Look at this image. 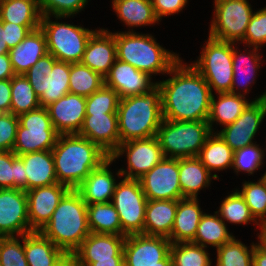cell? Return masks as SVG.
Returning <instances> with one entry per match:
<instances>
[{
    "instance_id": "obj_56",
    "label": "cell",
    "mask_w": 266,
    "mask_h": 266,
    "mask_svg": "<svg viewBox=\"0 0 266 266\" xmlns=\"http://www.w3.org/2000/svg\"><path fill=\"white\" fill-rule=\"evenodd\" d=\"M14 75L9 54L0 55V80L11 79Z\"/></svg>"
},
{
    "instance_id": "obj_40",
    "label": "cell",
    "mask_w": 266,
    "mask_h": 266,
    "mask_svg": "<svg viewBox=\"0 0 266 266\" xmlns=\"http://www.w3.org/2000/svg\"><path fill=\"white\" fill-rule=\"evenodd\" d=\"M215 212L224 222L227 221L233 224H248V222H254L260 228L258 238L260 237L262 225L258 223V221L251 214V211L245 203L244 198L237 190L228 195L222 201L219 210Z\"/></svg>"
},
{
    "instance_id": "obj_12",
    "label": "cell",
    "mask_w": 266,
    "mask_h": 266,
    "mask_svg": "<svg viewBox=\"0 0 266 266\" xmlns=\"http://www.w3.org/2000/svg\"><path fill=\"white\" fill-rule=\"evenodd\" d=\"M147 201L139 180L124 178L117 183L111 203L119 214L122 236L143 234Z\"/></svg>"
},
{
    "instance_id": "obj_8",
    "label": "cell",
    "mask_w": 266,
    "mask_h": 266,
    "mask_svg": "<svg viewBox=\"0 0 266 266\" xmlns=\"http://www.w3.org/2000/svg\"><path fill=\"white\" fill-rule=\"evenodd\" d=\"M203 46L199 58L191 65L206 80L211 92H231L233 82V43L221 41L211 36Z\"/></svg>"
},
{
    "instance_id": "obj_14",
    "label": "cell",
    "mask_w": 266,
    "mask_h": 266,
    "mask_svg": "<svg viewBox=\"0 0 266 266\" xmlns=\"http://www.w3.org/2000/svg\"><path fill=\"white\" fill-rule=\"evenodd\" d=\"M147 200H180L179 159L164 157L138 179Z\"/></svg>"
},
{
    "instance_id": "obj_52",
    "label": "cell",
    "mask_w": 266,
    "mask_h": 266,
    "mask_svg": "<svg viewBox=\"0 0 266 266\" xmlns=\"http://www.w3.org/2000/svg\"><path fill=\"white\" fill-rule=\"evenodd\" d=\"M3 27H6V43L9 49L16 47L30 32L26 26L11 22H3Z\"/></svg>"
},
{
    "instance_id": "obj_53",
    "label": "cell",
    "mask_w": 266,
    "mask_h": 266,
    "mask_svg": "<svg viewBox=\"0 0 266 266\" xmlns=\"http://www.w3.org/2000/svg\"><path fill=\"white\" fill-rule=\"evenodd\" d=\"M11 108V79L0 80V111L9 113Z\"/></svg>"
},
{
    "instance_id": "obj_37",
    "label": "cell",
    "mask_w": 266,
    "mask_h": 266,
    "mask_svg": "<svg viewBox=\"0 0 266 266\" xmlns=\"http://www.w3.org/2000/svg\"><path fill=\"white\" fill-rule=\"evenodd\" d=\"M87 218L91 233L122 235L119 214L111 202L87 204Z\"/></svg>"
},
{
    "instance_id": "obj_51",
    "label": "cell",
    "mask_w": 266,
    "mask_h": 266,
    "mask_svg": "<svg viewBox=\"0 0 266 266\" xmlns=\"http://www.w3.org/2000/svg\"><path fill=\"white\" fill-rule=\"evenodd\" d=\"M155 15L159 21L162 17L180 13L188 0H151Z\"/></svg>"
},
{
    "instance_id": "obj_15",
    "label": "cell",
    "mask_w": 266,
    "mask_h": 266,
    "mask_svg": "<svg viewBox=\"0 0 266 266\" xmlns=\"http://www.w3.org/2000/svg\"><path fill=\"white\" fill-rule=\"evenodd\" d=\"M265 116L266 92L255 98L232 124L217 133L233 151L253 145V139Z\"/></svg>"
},
{
    "instance_id": "obj_43",
    "label": "cell",
    "mask_w": 266,
    "mask_h": 266,
    "mask_svg": "<svg viewBox=\"0 0 266 266\" xmlns=\"http://www.w3.org/2000/svg\"><path fill=\"white\" fill-rule=\"evenodd\" d=\"M242 189H236L244 198L254 218L263 225L266 223V184L259 178L258 182L245 181Z\"/></svg>"
},
{
    "instance_id": "obj_11",
    "label": "cell",
    "mask_w": 266,
    "mask_h": 266,
    "mask_svg": "<svg viewBox=\"0 0 266 266\" xmlns=\"http://www.w3.org/2000/svg\"><path fill=\"white\" fill-rule=\"evenodd\" d=\"M214 17L209 36L226 42L242 43L254 14L247 0H214Z\"/></svg>"
},
{
    "instance_id": "obj_24",
    "label": "cell",
    "mask_w": 266,
    "mask_h": 266,
    "mask_svg": "<svg viewBox=\"0 0 266 266\" xmlns=\"http://www.w3.org/2000/svg\"><path fill=\"white\" fill-rule=\"evenodd\" d=\"M113 160L109 157L98 168L92 170L76 188L86 204L109 203L117 185L109 167Z\"/></svg>"
},
{
    "instance_id": "obj_25",
    "label": "cell",
    "mask_w": 266,
    "mask_h": 266,
    "mask_svg": "<svg viewBox=\"0 0 266 266\" xmlns=\"http://www.w3.org/2000/svg\"><path fill=\"white\" fill-rule=\"evenodd\" d=\"M28 266H62L70 257L40 231L24 235Z\"/></svg>"
},
{
    "instance_id": "obj_35",
    "label": "cell",
    "mask_w": 266,
    "mask_h": 266,
    "mask_svg": "<svg viewBox=\"0 0 266 266\" xmlns=\"http://www.w3.org/2000/svg\"><path fill=\"white\" fill-rule=\"evenodd\" d=\"M210 171H223L232 168L234 151L217 133H211L197 156Z\"/></svg>"
},
{
    "instance_id": "obj_47",
    "label": "cell",
    "mask_w": 266,
    "mask_h": 266,
    "mask_svg": "<svg viewBox=\"0 0 266 266\" xmlns=\"http://www.w3.org/2000/svg\"><path fill=\"white\" fill-rule=\"evenodd\" d=\"M88 0H38L42 16L71 17L86 7Z\"/></svg>"
},
{
    "instance_id": "obj_1",
    "label": "cell",
    "mask_w": 266,
    "mask_h": 266,
    "mask_svg": "<svg viewBox=\"0 0 266 266\" xmlns=\"http://www.w3.org/2000/svg\"><path fill=\"white\" fill-rule=\"evenodd\" d=\"M179 60L168 72L172 77L157 81L161 91L163 119L171 121H207L212 92L203 76L191 65Z\"/></svg>"
},
{
    "instance_id": "obj_41",
    "label": "cell",
    "mask_w": 266,
    "mask_h": 266,
    "mask_svg": "<svg viewBox=\"0 0 266 266\" xmlns=\"http://www.w3.org/2000/svg\"><path fill=\"white\" fill-rule=\"evenodd\" d=\"M254 243L250 249L242 243V241L235 238V236L216 248L217 258L215 266H252Z\"/></svg>"
},
{
    "instance_id": "obj_42",
    "label": "cell",
    "mask_w": 266,
    "mask_h": 266,
    "mask_svg": "<svg viewBox=\"0 0 266 266\" xmlns=\"http://www.w3.org/2000/svg\"><path fill=\"white\" fill-rule=\"evenodd\" d=\"M206 247L192 242L172 243L170 255L173 266H211V259Z\"/></svg>"
},
{
    "instance_id": "obj_59",
    "label": "cell",
    "mask_w": 266,
    "mask_h": 266,
    "mask_svg": "<svg viewBox=\"0 0 266 266\" xmlns=\"http://www.w3.org/2000/svg\"><path fill=\"white\" fill-rule=\"evenodd\" d=\"M157 266H173L170 253L163 260H161L160 265H157Z\"/></svg>"
},
{
    "instance_id": "obj_46",
    "label": "cell",
    "mask_w": 266,
    "mask_h": 266,
    "mask_svg": "<svg viewBox=\"0 0 266 266\" xmlns=\"http://www.w3.org/2000/svg\"><path fill=\"white\" fill-rule=\"evenodd\" d=\"M0 237V263L2 266H28L24 251V235Z\"/></svg>"
},
{
    "instance_id": "obj_29",
    "label": "cell",
    "mask_w": 266,
    "mask_h": 266,
    "mask_svg": "<svg viewBox=\"0 0 266 266\" xmlns=\"http://www.w3.org/2000/svg\"><path fill=\"white\" fill-rule=\"evenodd\" d=\"M198 200V198L178 200L174 225L168 238L171 243L191 242L194 239L199 221L205 213L201 210Z\"/></svg>"
},
{
    "instance_id": "obj_22",
    "label": "cell",
    "mask_w": 266,
    "mask_h": 266,
    "mask_svg": "<svg viewBox=\"0 0 266 266\" xmlns=\"http://www.w3.org/2000/svg\"><path fill=\"white\" fill-rule=\"evenodd\" d=\"M78 135L97 144L111 156L120 145L117 113L86 114Z\"/></svg>"
},
{
    "instance_id": "obj_10",
    "label": "cell",
    "mask_w": 266,
    "mask_h": 266,
    "mask_svg": "<svg viewBox=\"0 0 266 266\" xmlns=\"http://www.w3.org/2000/svg\"><path fill=\"white\" fill-rule=\"evenodd\" d=\"M18 120L16 141L12 150L17 156L53 149L59 133L52 124L47 108L40 107L21 114Z\"/></svg>"
},
{
    "instance_id": "obj_28",
    "label": "cell",
    "mask_w": 266,
    "mask_h": 266,
    "mask_svg": "<svg viewBox=\"0 0 266 266\" xmlns=\"http://www.w3.org/2000/svg\"><path fill=\"white\" fill-rule=\"evenodd\" d=\"M19 157L23 160L27 176V191L58 183L51 150L26 153Z\"/></svg>"
},
{
    "instance_id": "obj_34",
    "label": "cell",
    "mask_w": 266,
    "mask_h": 266,
    "mask_svg": "<svg viewBox=\"0 0 266 266\" xmlns=\"http://www.w3.org/2000/svg\"><path fill=\"white\" fill-rule=\"evenodd\" d=\"M112 8L129 28L159 23L151 0H112Z\"/></svg>"
},
{
    "instance_id": "obj_33",
    "label": "cell",
    "mask_w": 266,
    "mask_h": 266,
    "mask_svg": "<svg viewBox=\"0 0 266 266\" xmlns=\"http://www.w3.org/2000/svg\"><path fill=\"white\" fill-rule=\"evenodd\" d=\"M38 0H0V20L26 26L30 31L41 24Z\"/></svg>"
},
{
    "instance_id": "obj_60",
    "label": "cell",
    "mask_w": 266,
    "mask_h": 266,
    "mask_svg": "<svg viewBox=\"0 0 266 266\" xmlns=\"http://www.w3.org/2000/svg\"><path fill=\"white\" fill-rule=\"evenodd\" d=\"M260 240L266 244V225H262V231L260 234Z\"/></svg>"
},
{
    "instance_id": "obj_55",
    "label": "cell",
    "mask_w": 266,
    "mask_h": 266,
    "mask_svg": "<svg viewBox=\"0 0 266 266\" xmlns=\"http://www.w3.org/2000/svg\"><path fill=\"white\" fill-rule=\"evenodd\" d=\"M258 243L254 245L252 266H266V244H264L260 237Z\"/></svg>"
},
{
    "instance_id": "obj_62",
    "label": "cell",
    "mask_w": 266,
    "mask_h": 266,
    "mask_svg": "<svg viewBox=\"0 0 266 266\" xmlns=\"http://www.w3.org/2000/svg\"><path fill=\"white\" fill-rule=\"evenodd\" d=\"M262 180L265 182V184H266V172L262 175Z\"/></svg>"
},
{
    "instance_id": "obj_26",
    "label": "cell",
    "mask_w": 266,
    "mask_h": 266,
    "mask_svg": "<svg viewBox=\"0 0 266 266\" xmlns=\"http://www.w3.org/2000/svg\"><path fill=\"white\" fill-rule=\"evenodd\" d=\"M47 53L46 36L39 27L30 31L23 41L9 50L8 54L14 73L24 74Z\"/></svg>"
},
{
    "instance_id": "obj_7",
    "label": "cell",
    "mask_w": 266,
    "mask_h": 266,
    "mask_svg": "<svg viewBox=\"0 0 266 266\" xmlns=\"http://www.w3.org/2000/svg\"><path fill=\"white\" fill-rule=\"evenodd\" d=\"M42 16L40 28L46 36L48 53L52 54L57 61L67 63H80L87 43L96 30H90L82 26L58 22V19L68 17Z\"/></svg>"
},
{
    "instance_id": "obj_45",
    "label": "cell",
    "mask_w": 266,
    "mask_h": 266,
    "mask_svg": "<svg viewBox=\"0 0 266 266\" xmlns=\"http://www.w3.org/2000/svg\"><path fill=\"white\" fill-rule=\"evenodd\" d=\"M265 152L256 143L234 151L232 169L237 175L241 171L250 175L254 174L263 165Z\"/></svg>"
},
{
    "instance_id": "obj_21",
    "label": "cell",
    "mask_w": 266,
    "mask_h": 266,
    "mask_svg": "<svg viewBox=\"0 0 266 266\" xmlns=\"http://www.w3.org/2000/svg\"><path fill=\"white\" fill-rule=\"evenodd\" d=\"M46 108L59 134H78L86 116V97L67 93Z\"/></svg>"
},
{
    "instance_id": "obj_13",
    "label": "cell",
    "mask_w": 266,
    "mask_h": 266,
    "mask_svg": "<svg viewBox=\"0 0 266 266\" xmlns=\"http://www.w3.org/2000/svg\"><path fill=\"white\" fill-rule=\"evenodd\" d=\"M123 154H126L127 170L120 168L116 175L134 180L140 179L164 158L156 136L120 143L110 158L115 161Z\"/></svg>"
},
{
    "instance_id": "obj_32",
    "label": "cell",
    "mask_w": 266,
    "mask_h": 266,
    "mask_svg": "<svg viewBox=\"0 0 266 266\" xmlns=\"http://www.w3.org/2000/svg\"><path fill=\"white\" fill-rule=\"evenodd\" d=\"M218 98L212 94L208 124L211 132H214V122L223 125V127L232 124L251 103L243 95L231 92L217 93Z\"/></svg>"
},
{
    "instance_id": "obj_19",
    "label": "cell",
    "mask_w": 266,
    "mask_h": 266,
    "mask_svg": "<svg viewBox=\"0 0 266 266\" xmlns=\"http://www.w3.org/2000/svg\"><path fill=\"white\" fill-rule=\"evenodd\" d=\"M125 238L122 235L90 233L70 258L74 266H89L98 260L124 257Z\"/></svg>"
},
{
    "instance_id": "obj_31",
    "label": "cell",
    "mask_w": 266,
    "mask_h": 266,
    "mask_svg": "<svg viewBox=\"0 0 266 266\" xmlns=\"http://www.w3.org/2000/svg\"><path fill=\"white\" fill-rule=\"evenodd\" d=\"M236 44L233 43V82L231 86V93L243 95L249 93L251 84L255 83L256 74L258 69L260 68L261 64V55L259 53V48H251L252 51L246 49L244 51H249L247 53L245 52H238V47L235 46ZM247 55H245V54ZM258 53V54H257ZM256 73V74H255ZM250 84V85H249ZM249 85V86H248ZM243 87L244 89L242 92L239 89V87Z\"/></svg>"
},
{
    "instance_id": "obj_50",
    "label": "cell",
    "mask_w": 266,
    "mask_h": 266,
    "mask_svg": "<svg viewBox=\"0 0 266 266\" xmlns=\"http://www.w3.org/2000/svg\"><path fill=\"white\" fill-rule=\"evenodd\" d=\"M16 178V154L0 151V188H14Z\"/></svg>"
},
{
    "instance_id": "obj_6",
    "label": "cell",
    "mask_w": 266,
    "mask_h": 266,
    "mask_svg": "<svg viewBox=\"0 0 266 266\" xmlns=\"http://www.w3.org/2000/svg\"><path fill=\"white\" fill-rule=\"evenodd\" d=\"M211 133L207 121L163 119L156 137L164 157L182 159L197 157Z\"/></svg>"
},
{
    "instance_id": "obj_16",
    "label": "cell",
    "mask_w": 266,
    "mask_h": 266,
    "mask_svg": "<svg viewBox=\"0 0 266 266\" xmlns=\"http://www.w3.org/2000/svg\"><path fill=\"white\" fill-rule=\"evenodd\" d=\"M26 191L0 188V237L31 233Z\"/></svg>"
},
{
    "instance_id": "obj_49",
    "label": "cell",
    "mask_w": 266,
    "mask_h": 266,
    "mask_svg": "<svg viewBox=\"0 0 266 266\" xmlns=\"http://www.w3.org/2000/svg\"><path fill=\"white\" fill-rule=\"evenodd\" d=\"M18 125V116L11 112L0 115V151L13 150Z\"/></svg>"
},
{
    "instance_id": "obj_17",
    "label": "cell",
    "mask_w": 266,
    "mask_h": 266,
    "mask_svg": "<svg viewBox=\"0 0 266 266\" xmlns=\"http://www.w3.org/2000/svg\"><path fill=\"white\" fill-rule=\"evenodd\" d=\"M167 237L131 234L123 245L124 266H157L170 253Z\"/></svg>"
},
{
    "instance_id": "obj_30",
    "label": "cell",
    "mask_w": 266,
    "mask_h": 266,
    "mask_svg": "<svg viewBox=\"0 0 266 266\" xmlns=\"http://www.w3.org/2000/svg\"><path fill=\"white\" fill-rule=\"evenodd\" d=\"M219 179L202 164L198 157L179 159V182L183 198H198V192L208 188L211 179Z\"/></svg>"
},
{
    "instance_id": "obj_54",
    "label": "cell",
    "mask_w": 266,
    "mask_h": 266,
    "mask_svg": "<svg viewBox=\"0 0 266 266\" xmlns=\"http://www.w3.org/2000/svg\"><path fill=\"white\" fill-rule=\"evenodd\" d=\"M14 188L27 191V176L24 172L23 160L16 155V178H14Z\"/></svg>"
},
{
    "instance_id": "obj_27",
    "label": "cell",
    "mask_w": 266,
    "mask_h": 266,
    "mask_svg": "<svg viewBox=\"0 0 266 266\" xmlns=\"http://www.w3.org/2000/svg\"><path fill=\"white\" fill-rule=\"evenodd\" d=\"M178 200H148L143 234L169 238L174 225Z\"/></svg>"
},
{
    "instance_id": "obj_39",
    "label": "cell",
    "mask_w": 266,
    "mask_h": 266,
    "mask_svg": "<svg viewBox=\"0 0 266 266\" xmlns=\"http://www.w3.org/2000/svg\"><path fill=\"white\" fill-rule=\"evenodd\" d=\"M104 85V77L80 63H70L69 93L88 97Z\"/></svg>"
},
{
    "instance_id": "obj_44",
    "label": "cell",
    "mask_w": 266,
    "mask_h": 266,
    "mask_svg": "<svg viewBox=\"0 0 266 266\" xmlns=\"http://www.w3.org/2000/svg\"><path fill=\"white\" fill-rule=\"evenodd\" d=\"M118 93L105 85L92 95L86 97V114L117 113L119 103Z\"/></svg>"
},
{
    "instance_id": "obj_38",
    "label": "cell",
    "mask_w": 266,
    "mask_h": 266,
    "mask_svg": "<svg viewBox=\"0 0 266 266\" xmlns=\"http://www.w3.org/2000/svg\"><path fill=\"white\" fill-rule=\"evenodd\" d=\"M39 97L24 74H15L11 78L10 112L19 116L40 108Z\"/></svg>"
},
{
    "instance_id": "obj_2",
    "label": "cell",
    "mask_w": 266,
    "mask_h": 266,
    "mask_svg": "<svg viewBox=\"0 0 266 266\" xmlns=\"http://www.w3.org/2000/svg\"><path fill=\"white\" fill-rule=\"evenodd\" d=\"M51 151L57 181L70 189H76L110 157L97 144L78 134H59Z\"/></svg>"
},
{
    "instance_id": "obj_36",
    "label": "cell",
    "mask_w": 266,
    "mask_h": 266,
    "mask_svg": "<svg viewBox=\"0 0 266 266\" xmlns=\"http://www.w3.org/2000/svg\"><path fill=\"white\" fill-rule=\"evenodd\" d=\"M234 236L228 232V227L225 222L214 212V215L206 214L202 216L197 227L194 239L191 241L194 244L206 247H221L223 244L230 241Z\"/></svg>"
},
{
    "instance_id": "obj_5",
    "label": "cell",
    "mask_w": 266,
    "mask_h": 266,
    "mask_svg": "<svg viewBox=\"0 0 266 266\" xmlns=\"http://www.w3.org/2000/svg\"><path fill=\"white\" fill-rule=\"evenodd\" d=\"M117 59L137 70L154 74H167L181 59L179 54L166 50L149 34L133 31L115 32Z\"/></svg>"
},
{
    "instance_id": "obj_3",
    "label": "cell",
    "mask_w": 266,
    "mask_h": 266,
    "mask_svg": "<svg viewBox=\"0 0 266 266\" xmlns=\"http://www.w3.org/2000/svg\"><path fill=\"white\" fill-rule=\"evenodd\" d=\"M69 257L91 233L87 204L76 189H70L56 207L50 221L40 231Z\"/></svg>"
},
{
    "instance_id": "obj_48",
    "label": "cell",
    "mask_w": 266,
    "mask_h": 266,
    "mask_svg": "<svg viewBox=\"0 0 266 266\" xmlns=\"http://www.w3.org/2000/svg\"><path fill=\"white\" fill-rule=\"evenodd\" d=\"M242 42L249 48L266 44V7L254 11Z\"/></svg>"
},
{
    "instance_id": "obj_20",
    "label": "cell",
    "mask_w": 266,
    "mask_h": 266,
    "mask_svg": "<svg viewBox=\"0 0 266 266\" xmlns=\"http://www.w3.org/2000/svg\"><path fill=\"white\" fill-rule=\"evenodd\" d=\"M151 77L150 74L116 59L109 73L104 77V85L114 89L121 99L141 95L154 89L157 82L153 83Z\"/></svg>"
},
{
    "instance_id": "obj_61",
    "label": "cell",
    "mask_w": 266,
    "mask_h": 266,
    "mask_svg": "<svg viewBox=\"0 0 266 266\" xmlns=\"http://www.w3.org/2000/svg\"><path fill=\"white\" fill-rule=\"evenodd\" d=\"M62 266H73V261L69 258Z\"/></svg>"
},
{
    "instance_id": "obj_58",
    "label": "cell",
    "mask_w": 266,
    "mask_h": 266,
    "mask_svg": "<svg viewBox=\"0 0 266 266\" xmlns=\"http://www.w3.org/2000/svg\"><path fill=\"white\" fill-rule=\"evenodd\" d=\"M9 50L6 43V27H3V22L0 20V55L8 54Z\"/></svg>"
},
{
    "instance_id": "obj_4",
    "label": "cell",
    "mask_w": 266,
    "mask_h": 266,
    "mask_svg": "<svg viewBox=\"0 0 266 266\" xmlns=\"http://www.w3.org/2000/svg\"><path fill=\"white\" fill-rule=\"evenodd\" d=\"M117 118L120 143L156 136L163 120L158 85L147 93L121 98Z\"/></svg>"
},
{
    "instance_id": "obj_57",
    "label": "cell",
    "mask_w": 266,
    "mask_h": 266,
    "mask_svg": "<svg viewBox=\"0 0 266 266\" xmlns=\"http://www.w3.org/2000/svg\"><path fill=\"white\" fill-rule=\"evenodd\" d=\"M89 266H124V257H112V259L98 260Z\"/></svg>"
},
{
    "instance_id": "obj_23",
    "label": "cell",
    "mask_w": 266,
    "mask_h": 266,
    "mask_svg": "<svg viewBox=\"0 0 266 266\" xmlns=\"http://www.w3.org/2000/svg\"><path fill=\"white\" fill-rule=\"evenodd\" d=\"M116 59L114 33L108 29H96L87 43L81 63L105 77Z\"/></svg>"
},
{
    "instance_id": "obj_18",
    "label": "cell",
    "mask_w": 266,
    "mask_h": 266,
    "mask_svg": "<svg viewBox=\"0 0 266 266\" xmlns=\"http://www.w3.org/2000/svg\"><path fill=\"white\" fill-rule=\"evenodd\" d=\"M70 190L66 185L55 183L26 191L31 231H41L50 221L56 207Z\"/></svg>"
},
{
    "instance_id": "obj_9",
    "label": "cell",
    "mask_w": 266,
    "mask_h": 266,
    "mask_svg": "<svg viewBox=\"0 0 266 266\" xmlns=\"http://www.w3.org/2000/svg\"><path fill=\"white\" fill-rule=\"evenodd\" d=\"M39 97L41 107H47L69 93L70 63L57 61L50 53L41 57L24 73Z\"/></svg>"
}]
</instances>
